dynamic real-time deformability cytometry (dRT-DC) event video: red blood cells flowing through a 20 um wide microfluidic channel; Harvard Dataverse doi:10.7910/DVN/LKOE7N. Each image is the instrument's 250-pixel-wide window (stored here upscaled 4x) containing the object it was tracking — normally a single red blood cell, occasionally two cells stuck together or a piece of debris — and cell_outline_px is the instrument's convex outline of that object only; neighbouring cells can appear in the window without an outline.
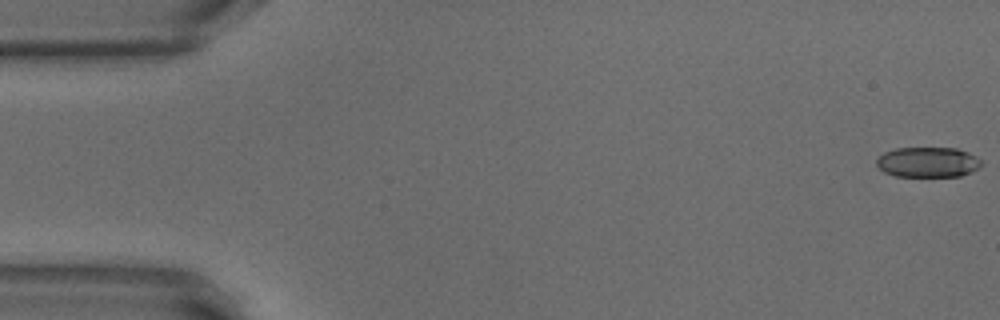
{"species": "common noctule bat (a hibernating species)", "species_latin": "Nyctalus noctula", "temperature_condition": "warm", "stored_images_in_passage": 52, "camera_frame_rate_fps": 3000, "um_per_image_px": 0.085, "animal": {"sex": "male", "body_mass_g": 18.8}, "frame": {"image": 1, "passage_image": 1, "time_ms": 0.0, "image_size_px": [1000, 320], "cell_outline_px": [[984, 164], [980, 168], [972, 172], [960, 176], [896, 176], [884, 172], [876, 164], [876, 160], [884, 152], [896, 148], [956, 148], [968, 152], [976, 156]], "centroid_in_image_um": [78.9, 13.78], "position_along_channel_um": 6.1, "area_um2": 18.55}}
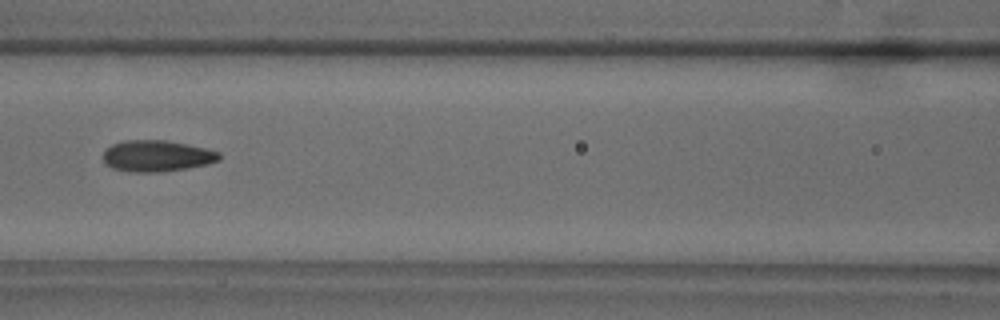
{"frame": {"image": 2, "passage_image": 23, "time_ms": 7.333, "image_size_px": [1000, 320], "cell_outline_px": [[220, 160], [208, 164], [188, 168], [160, 172], [128, 172], [112, 168], [104, 164], [104, 152], [112, 144], [124, 140], [168, 140], [208, 148], [220, 152]], "centroid_in_image_um": [13.35, 13.25], "position_along_channel_um": 153.2, "area_um2": 21.44}}
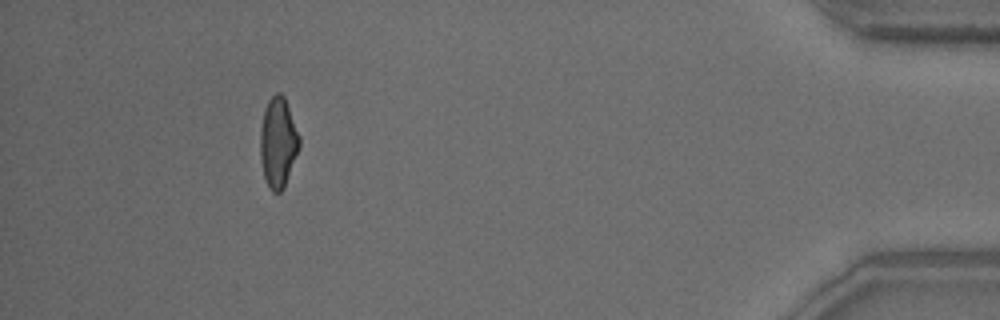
{"frame": {"image": 3, "passage_image": 48, "time_ms": 15.667, "image_size_px": [1000, 320], "cell_outline_px": [[300, 148], [284, 188], [280, 192], [272, 192], [268, 188], [264, 176], [260, 160], [260, 128], [264, 108], [268, 100], [276, 92], [280, 92], [284, 96], [300, 136]], "centroid_in_image_um": [23.63, 12.12], "position_along_channel_um": 411.6, "area_um2": 20.87}, "authors_computed_cell_mechanics": {"area_um2": 20.5768, "velocity_mm_per_s": 3.8567, "shape_relaxation_time_tau1_ms": 6.0959, "shape_relaxation_time_tau2_ms": 1.9562, "deformation_change_tau1": 0.1671, "deformation_change_tau2": 0.0942}}